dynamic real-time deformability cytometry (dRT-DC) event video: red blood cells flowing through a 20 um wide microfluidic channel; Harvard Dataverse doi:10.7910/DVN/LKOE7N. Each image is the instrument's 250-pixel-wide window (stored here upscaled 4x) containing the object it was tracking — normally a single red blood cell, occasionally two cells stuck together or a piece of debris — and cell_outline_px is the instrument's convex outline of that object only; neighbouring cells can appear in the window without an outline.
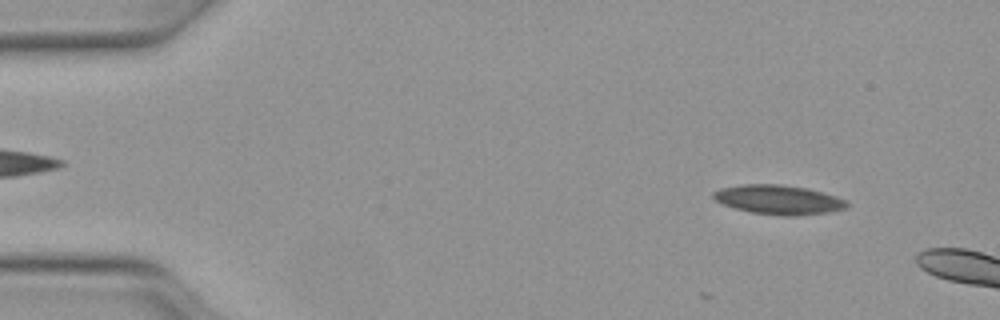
{"species": "Egyptian fruit bat (a non-hibernating species)", "species_latin": "Rousettus aegyptiacus", "temperature_condition": "warm", "stored_images_in_passage": 9, "camera_frame_rate_fps": 3000, "um_per_image_px": 0.085, "animal": {"sex": "female"}, "frame": {"image": 1, "passage_image": 5, "time_ms": 1.333, "image_size_px": [1000, 320], "cell_outline_px": [[848, 208], [828, 212], [796, 216], [784, 216], [752, 212], [736, 208], [724, 204], [716, 200], [712, 196], [712, 192], [720, 188], [744, 184], [780, 184], [808, 188], [824, 192], [848, 200]], "centroid_in_image_um": [66.23, 16.97], "position_along_channel_um": 18.8, "area_um2": 22.89}}